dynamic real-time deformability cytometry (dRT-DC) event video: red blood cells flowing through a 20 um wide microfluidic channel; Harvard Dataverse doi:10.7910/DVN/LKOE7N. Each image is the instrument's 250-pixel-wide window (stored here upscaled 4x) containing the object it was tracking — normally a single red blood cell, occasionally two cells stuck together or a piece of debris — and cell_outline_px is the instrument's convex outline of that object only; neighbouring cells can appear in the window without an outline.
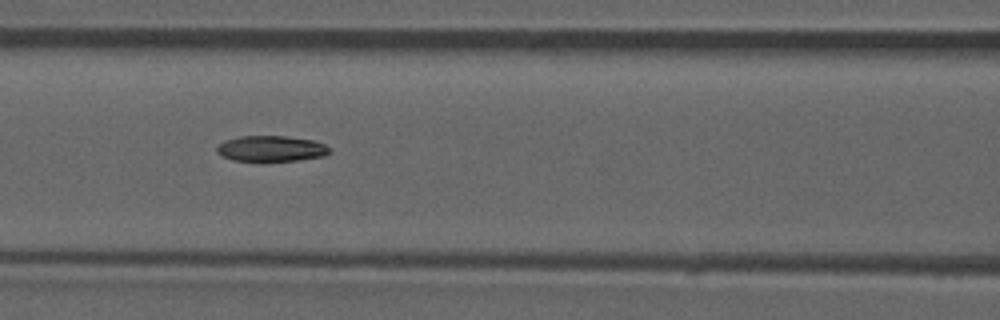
{"species": "common noctule bat (a hibernating species)", "species_latin": "Nyctalus noctula", "temperature_condition": "room temperature", "stored_images_in_passage": 53, "camera_frame_rate_fps": 3000, "um_per_image_px": 0.085, "animal": {"sex": "male", "forearm_length_mm": 52.5}, "frame": {"image": 1, "passage_image": 23, "time_ms": 7.333, "image_size_px": [1000, 320], "cell_outline_px": [[332, 152], [324, 156], [296, 160], [232, 160], [216, 152], [216, 148], [224, 140], [240, 136], [288, 136], [316, 140], [332, 148]], "centroid_in_image_um": [23.11, 12.61], "position_along_channel_um": 143.5, "area_um2": 16.88}, "authors_computed_cell_mechanics": {"area_um2": 17.5712, "velocity_mm_per_s": 3.9346, "shape_relaxation_time_tau1_ms": 9.6854, "shape_relaxation_time_tau2_ms": null, "deformation_change_tau1": 0.1924, "deformation_change_tau2": null}}